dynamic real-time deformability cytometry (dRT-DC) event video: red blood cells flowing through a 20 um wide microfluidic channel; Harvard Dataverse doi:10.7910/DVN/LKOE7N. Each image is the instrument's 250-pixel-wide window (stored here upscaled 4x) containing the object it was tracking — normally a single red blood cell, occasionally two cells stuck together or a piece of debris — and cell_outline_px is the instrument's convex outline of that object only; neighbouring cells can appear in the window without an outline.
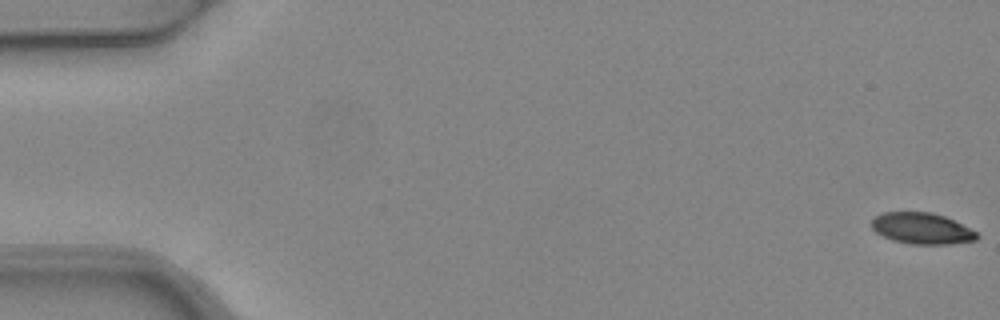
{"species": "common noctule bat (a hibernating species)", "species_latin": "Nyctalus noctula", "temperature_condition": "warm", "stored_images_in_passage": 5, "camera_frame_rate_fps": 3000, "um_per_image_px": 0.085, "animal": {"sex": "female", "body_mass_g": 24.6, "forearm_length_mm": 56.2}, "frame": {"image": 1, "passage_image": 1, "time_ms": 0.0, "image_size_px": [1000, 320], "cell_outline_px": [[980, 236], [976, 240], [948, 244], [912, 244], [892, 240], [876, 232], [872, 228], [872, 220], [876, 216], [884, 212], [932, 212], [944, 216], [976, 232]], "centroid_in_image_um": [78.34, 19.42], "position_along_channel_um": 6.7, "area_um2": 18.9}}
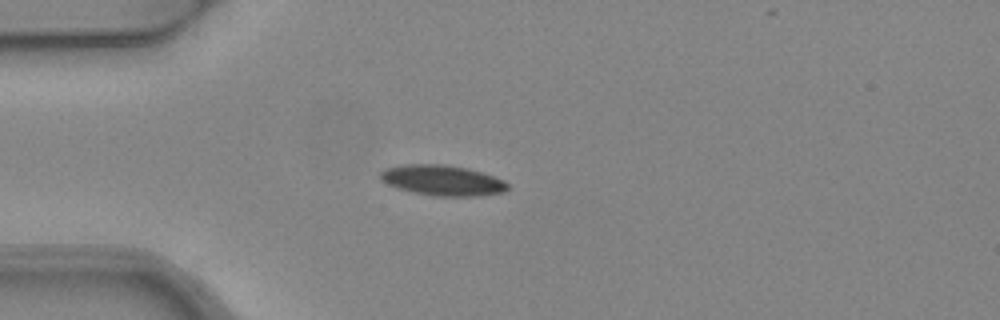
{"frame": {"image": 2, "passage_image": 4, "time_ms": 1.0, "image_size_px": [1000, 320], "cell_outline_px": [[508, 188], [504, 192], [476, 196], [432, 196], [400, 188], [388, 184], [380, 176], [380, 172], [388, 168], [408, 164], [444, 164], [468, 168], [504, 180], [508, 184]], "centroid_in_image_um": [37.65, 15.33], "position_along_channel_um": 47.3, "area_um2": 22.2}}